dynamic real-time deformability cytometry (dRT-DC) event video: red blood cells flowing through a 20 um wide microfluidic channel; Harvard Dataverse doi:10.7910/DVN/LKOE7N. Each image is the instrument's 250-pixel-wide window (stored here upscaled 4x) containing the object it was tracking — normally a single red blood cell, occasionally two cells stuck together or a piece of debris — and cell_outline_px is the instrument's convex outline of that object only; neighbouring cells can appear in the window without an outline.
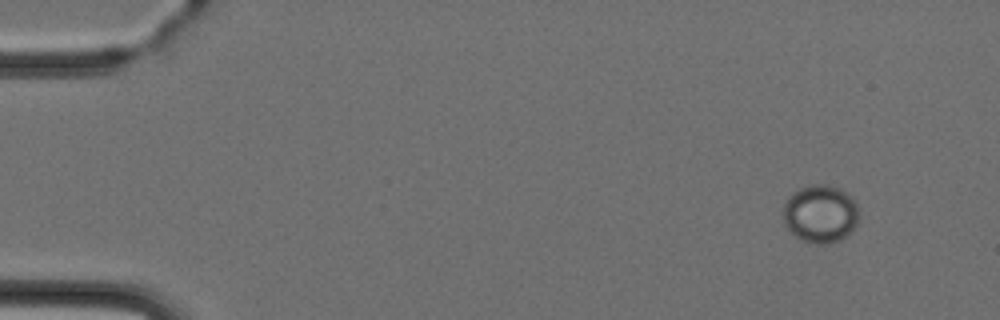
{"species": "Egyptian fruit bat (a non-hibernating species)", "species_latin": "Rousettus aegyptiacus", "temperature_condition": "cold", "stored_images_in_passage": 3, "camera_frame_rate_fps": 3000, "um_per_image_px": 0.085, "animal": {"sex": "female"}, "frame": {"image": 1, "passage_image": 1, "time_ms": 0.0, "image_size_px": [1000, 320], "cell_outline_px": [[860, 216], [856, 224], [848, 236], [840, 240], [828, 244], [816, 244], [800, 240], [788, 232], [784, 224], [784, 204], [788, 196], [792, 192], [800, 188], [812, 184], [828, 184], [840, 188], [852, 196], [856, 204]], "centroid_in_image_um": [69.73, 18.18], "position_along_channel_um": 15.3, "area_um2": 26.18}}